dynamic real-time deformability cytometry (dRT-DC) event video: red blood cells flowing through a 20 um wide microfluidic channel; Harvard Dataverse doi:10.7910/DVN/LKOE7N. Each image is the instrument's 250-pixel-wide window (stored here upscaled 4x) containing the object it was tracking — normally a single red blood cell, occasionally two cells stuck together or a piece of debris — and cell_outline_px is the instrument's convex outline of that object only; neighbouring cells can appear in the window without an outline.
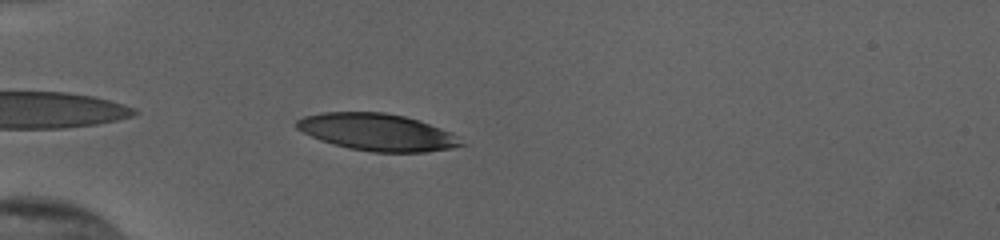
{"species": "human", "species_latin": "Homo sapiens", "temperature_condition": "cold", "stored_images_in_passage": 39, "camera_frame_rate_fps": 3000, "um_per_image_px": 0.085, "donor": {"sex": "female"}, "frame": {"image": 1, "passage_image": 2, "time_ms": 0.333, "image_size_px": [1000, 240], "cell_outline_px": [[464, 144], [452, 148], [424, 152], [372, 152], [348, 148], [332, 144], [320, 140], [296, 128], [296, 120], [304, 116], [320, 112], [384, 112], [404, 116], [452, 132]], "centroid_in_image_um": [32.03, 11.23], "position_along_channel_um": 53.0, "area_um2": 35.32}}
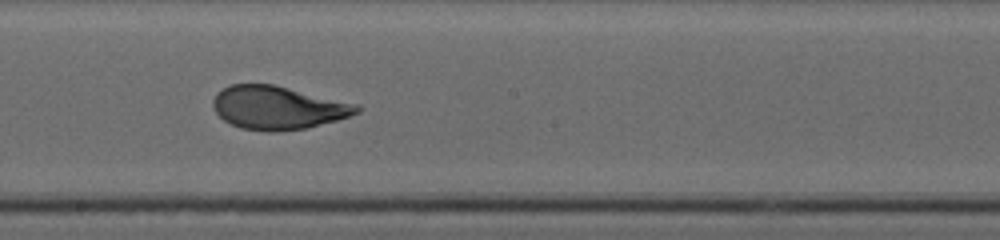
{"frame": {"image": 2, "passage_image": 17, "time_ms": 5.333, "image_size_px": [1000, 240], "cell_outline_px": [[360, 112], [336, 120], [308, 128], [276, 132], [268, 132], [240, 128], [224, 120], [212, 108], [212, 100], [216, 92], [232, 84], [272, 84], [360, 104]], "centroid_in_image_um": [23.61, 9.16], "position_along_channel_um": 224.6, "area_um2": 36.41}}
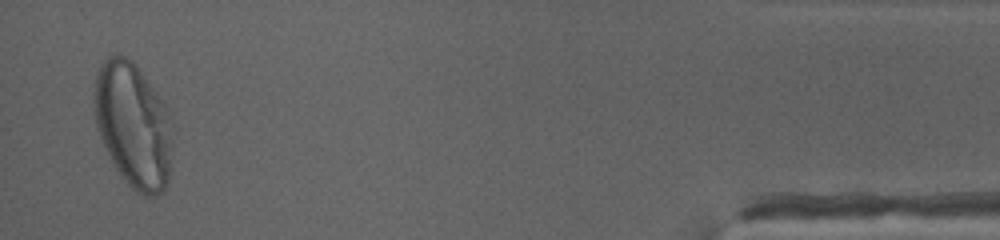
{"frame": {"image": 3, "passage_image": 38, "time_ms": 12.333, "image_size_px": [1000, 240], "cell_outline_px": [[172, 148], [168, 180], [164, 188], [156, 196], [144, 196], [136, 192], [120, 176], [100, 136], [96, 124], [92, 104], [92, 92], [96, 72], [100, 64], [108, 56], [124, 56], [132, 60], [172, 112]], "centroid_in_image_um": [11.32, 10.61], "position_along_channel_um": 423.9, "area_um2": 57.74}, "authors_computed_cell_mechanics": {"area_um2": 36.8764, "velocity_mm_per_s": 3.8344, "shape_relaxation_time_tau1_ms": 4.4177, "shape_relaxation_time_tau2_ms": null, "deformation_change_tau1": 0.2048, "deformation_change_tau2": null}}